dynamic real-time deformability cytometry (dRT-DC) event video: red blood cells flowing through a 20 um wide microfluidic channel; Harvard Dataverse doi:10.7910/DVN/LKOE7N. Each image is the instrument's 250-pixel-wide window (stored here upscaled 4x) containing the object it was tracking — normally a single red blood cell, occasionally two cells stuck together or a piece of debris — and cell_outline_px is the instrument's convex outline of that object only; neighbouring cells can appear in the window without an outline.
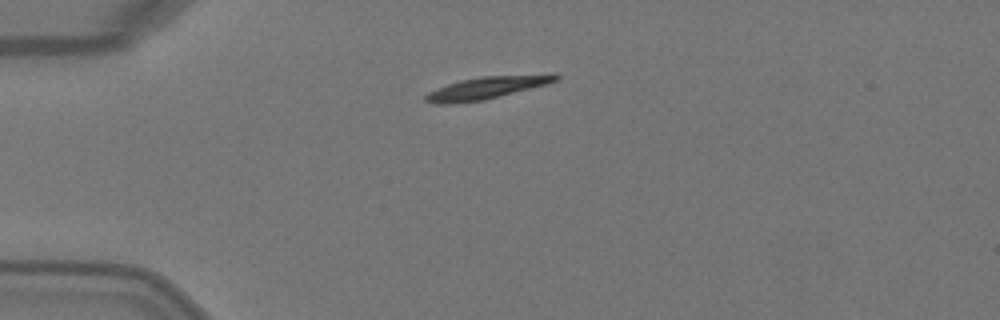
{"species": "Egyptian fruit bat (a non-hibernating species)", "species_latin": "Rousettus aegyptiacus", "temperature_condition": "warm", "stored_images_in_passage": 2, "camera_frame_rate_fps": 3000, "um_per_image_px": 0.085, "animal": {"sex": "female"}, "frame": {"image": 1, "passage_image": 1, "time_ms": 0.0, "image_size_px": [1000, 320], "cell_outline_px": [[560, 76], [556, 80], [548, 84], [484, 100], [448, 104], [436, 104], [424, 100], [424, 96], [428, 92], [448, 84], [460, 80], [480, 76], [552, 72], [556, 72]], "centroid_in_image_um": [41.47, 7.43], "position_along_channel_um": 43.5, "area_um2": 17.4}}